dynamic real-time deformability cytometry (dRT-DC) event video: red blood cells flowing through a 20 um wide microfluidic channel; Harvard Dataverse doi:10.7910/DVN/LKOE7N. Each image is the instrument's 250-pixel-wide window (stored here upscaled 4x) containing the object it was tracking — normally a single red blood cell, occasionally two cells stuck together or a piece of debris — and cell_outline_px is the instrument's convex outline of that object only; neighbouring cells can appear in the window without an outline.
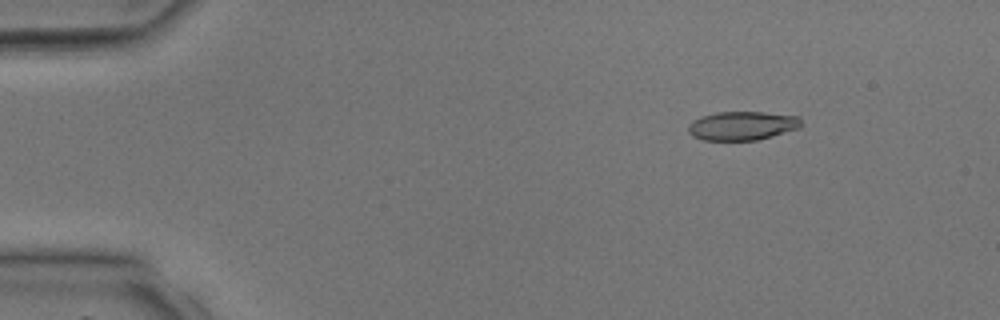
{"species": "common noctule bat (a hibernating species)", "species_latin": "Nyctalus noctula", "temperature_condition": "room temperature", "stored_images_in_passage": 38, "camera_frame_rate_fps": 3000, "um_per_image_px": 0.085, "animal": {"sex": "male", "body_mass_g": 17.9, "forearm_length_mm": 54.2}, "frame": {"image": 1, "passage_image": 4, "time_ms": 1.0, "image_size_px": [1000, 320], "cell_outline_px": [[804, 124], [800, 128], [772, 136], [756, 140], [704, 140], [692, 136], [688, 132], [688, 124], [692, 120], [700, 116], [716, 112], [764, 112], [800, 116]], "centroid_in_image_um": [63.1, 10.68], "position_along_channel_um": 21.9, "area_um2": 19.25}}
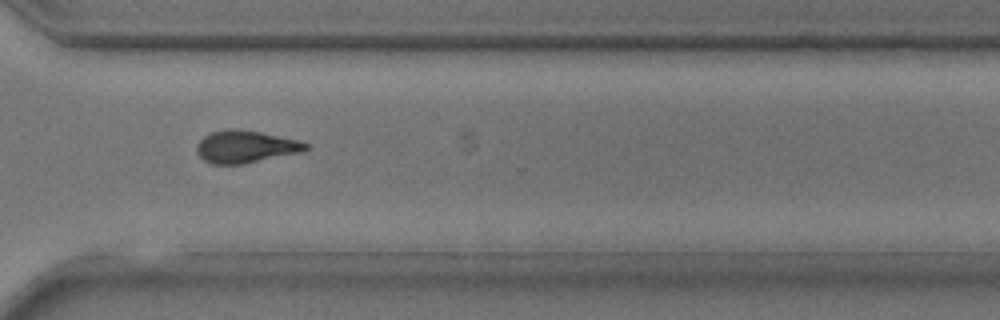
{"frame": {"image": 2, "passage_image": 28, "time_ms": 9.0, "image_size_px": [1000, 320], "cell_outline_px": [[312, 148], [304, 152], [244, 164], [212, 164], [204, 160], [196, 152], [196, 144], [208, 132], [228, 128], [236, 128], [260, 132], [296, 140], [312, 144]], "centroid_in_image_um": [20.9, 12.47], "position_along_channel_um": 349.7, "area_um2": 20.98}}
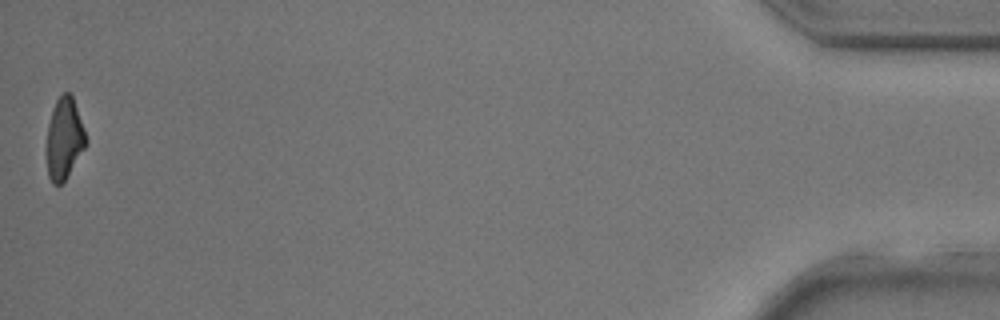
{"frame": {"image": 3, "passage_image": 38, "time_ms": 12.333, "image_size_px": [1000, 320], "cell_outline_px": [[88, 144], [64, 180], [60, 184], [52, 184], [48, 176], [44, 152], [48, 124], [52, 108], [56, 100], [64, 92], [68, 92], [72, 96], [84, 128], [88, 140]], "centroid_in_image_um": [5.43, 11.8], "position_along_channel_um": 429.8, "area_um2": 19.07}}